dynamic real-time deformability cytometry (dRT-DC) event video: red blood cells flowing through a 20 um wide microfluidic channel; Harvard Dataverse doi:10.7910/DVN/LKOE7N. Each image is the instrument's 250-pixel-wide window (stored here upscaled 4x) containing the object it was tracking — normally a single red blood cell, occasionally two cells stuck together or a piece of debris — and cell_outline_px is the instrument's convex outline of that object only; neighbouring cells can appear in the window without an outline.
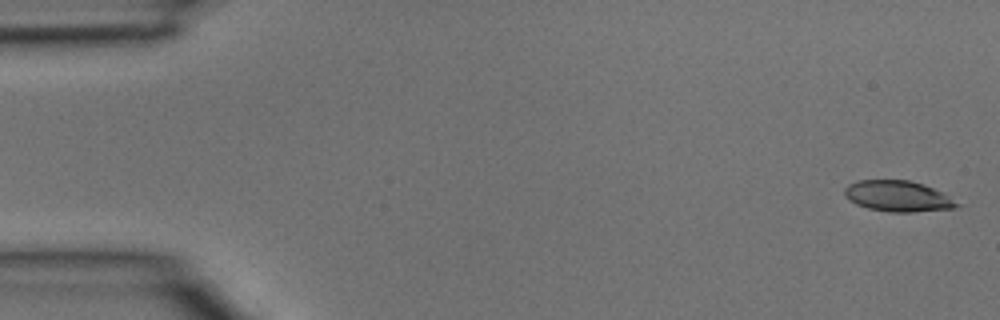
{"species": "common noctule bat (a hibernating species)", "species_latin": "Nyctalus noctula", "temperature_condition": "room temperature", "stored_images_in_passage": 3, "segment_of_instrument_passage": [2, 2], "camera_frame_rate_fps": 3000, "um_per_image_px": 0.085, "animal": {"sex": "male", "body_mass_g": 15.6}, "frame": {"image": 1, "passage_image": 3, "time_ms": 0.667, "image_size_px": [1000, 320], "cell_outline_px": [[964, 204], [956, 208], [912, 212], [888, 212], [868, 208], [856, 204], [848, 200], [844, 196], [844, 188], [848, 184], [856, 180], [908, 180], [924, 184]], "centroid_in_image_um": [76.31, 16.68], "position_along_channel_um": 8.7, "area_um2": 20.4}}